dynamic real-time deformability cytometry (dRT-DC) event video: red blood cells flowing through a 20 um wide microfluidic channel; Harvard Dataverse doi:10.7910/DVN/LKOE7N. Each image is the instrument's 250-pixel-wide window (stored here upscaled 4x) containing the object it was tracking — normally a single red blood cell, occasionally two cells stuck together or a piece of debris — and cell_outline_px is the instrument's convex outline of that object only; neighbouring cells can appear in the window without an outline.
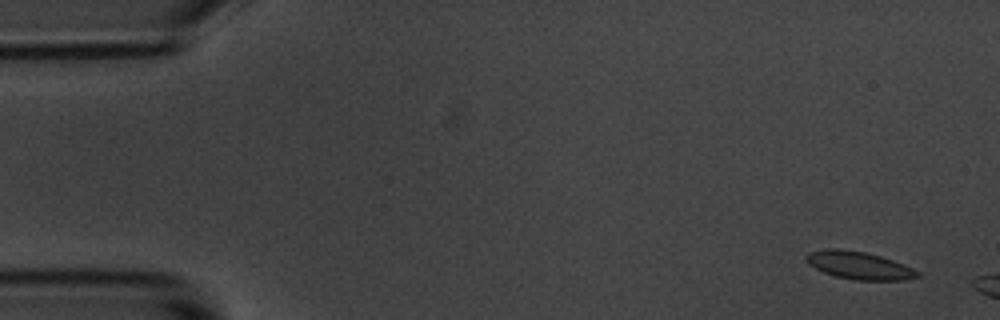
{"species": "common noctule bat (a hibernating species)", "species_latin": "Nyctalus noctula", "temperature_condition": "room temperature", "stored_images_in_passage": 3, "camera_frame_rate_fps": 3000, "um_per_image_px": 0.085, "animal": {"sex": "male", "body_mass_g": 20.1, "forearm_length_mm": 53.5}, "frame": {"image": 1, "passage_image": 1, "time_ms": 0.0, "image_size_px": [1000, 320], "cell_outline_px": [[920, 276], [904, 280], [856, 280], [836, 276], [824, 272], [808, 264], [804, 260], [804, 256], [808, 252], [828, 248], [836, 248], [864, 252], [880, 256], [892, 260], [912, 268], [920, 272]], "centroid_in_image_um": [72.98, 22.55], "position_along_channel_um": 12.0, "area_um2": 17.86}}